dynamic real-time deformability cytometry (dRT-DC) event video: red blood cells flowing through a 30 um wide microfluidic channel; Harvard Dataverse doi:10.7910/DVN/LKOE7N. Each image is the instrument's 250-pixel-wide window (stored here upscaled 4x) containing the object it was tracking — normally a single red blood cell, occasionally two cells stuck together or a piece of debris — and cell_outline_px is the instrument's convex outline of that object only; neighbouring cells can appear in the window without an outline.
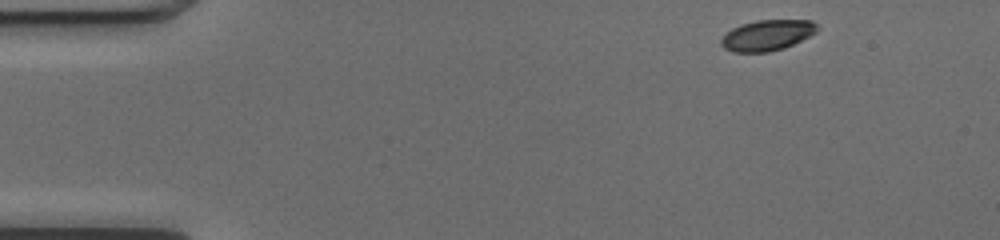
{"species": "common noctule bat (a hibernating species)", "species_latin": "Nyctalus noctula", "temperature_condition": "cold", "stored_images_in_passage": 46, "camera_frame_rate_fps": 3000, "um_per_image_px": 0.085, "animal": {"sex": "female", "body_mass_g": 17.0, "forearm_length_mm": 48.0}, "frame": {"image": 1, "passage_image": 1, "time_ms": 0.0, "image_size_px": [1000, 240], "cell_outline_px": [[820, 28], [816, 32], [784, 48], [768, 52], [732, 52], [724, 48], [720, 44], [720, 40], [732, 28], [740, 24], [756, 20], [812, 20]], "centroid_in_image_um": [65.2, 2.99], "position_along_channel_um": 19.8, "area_um2": 17.17}}
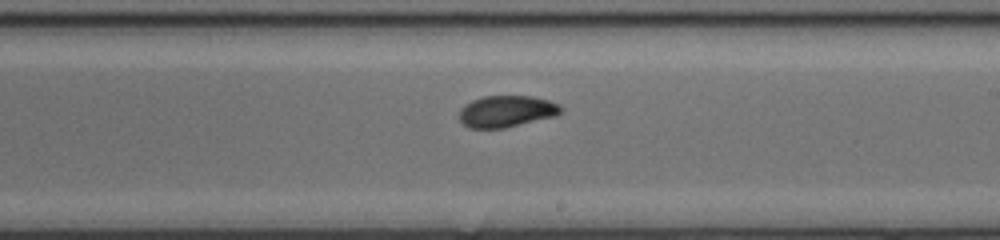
{"frame": {"image": 2, "passage_image": 25, "time_ms": 8.0, "image_size_px": [1000, 240], "cell_outline_px": [[564, 108], [556, 116], [504, 128], [468, 128], [460, 120], [460, 108], [464, 104], [472, 100], [484, 96], [532, 96], [548, 100], [560, 104]], "centroid_in_image_um": [43.06, 9.46], "position_along_channel_um": 245.9, "area_um2": 18.79}}
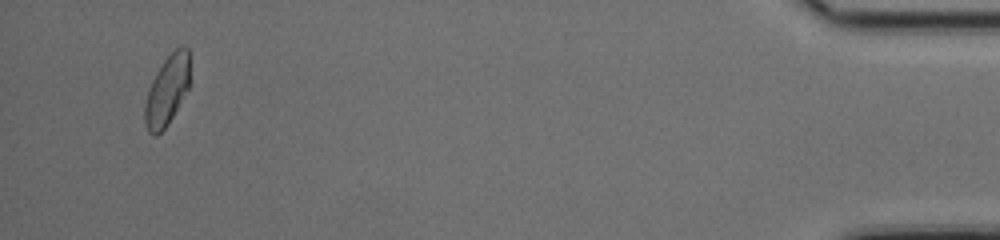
{"frame": {"image": 3, "passage_image": 44, "time_ms": 14.333, "image_size_px": [1000, 240], "cell_outline_px": [[188, 88], [168, 124], [156, 136], [152, 136], [148, 132], [144, 120], [144, 104], [148, 88], [156, 72], [164, 60], [180, 44], [184, 44], [188, 48]], "centroid_in_image_um": [14.16, 7.69], "position_along_channel_um": 421.0, "area_um2": 18.21}, "authors_computed_cell_mechanics": {"area_um2": 18.6983, "velocity_mm_per_s": 4.0479, "shape_relaxation_time_tau1_ms": 8.3873, "shape_relaxation_time_tau2_ms": 1.4472, "deformation_change_tau1": 0.1942, "deformation_change_tau2": 0.0412}}